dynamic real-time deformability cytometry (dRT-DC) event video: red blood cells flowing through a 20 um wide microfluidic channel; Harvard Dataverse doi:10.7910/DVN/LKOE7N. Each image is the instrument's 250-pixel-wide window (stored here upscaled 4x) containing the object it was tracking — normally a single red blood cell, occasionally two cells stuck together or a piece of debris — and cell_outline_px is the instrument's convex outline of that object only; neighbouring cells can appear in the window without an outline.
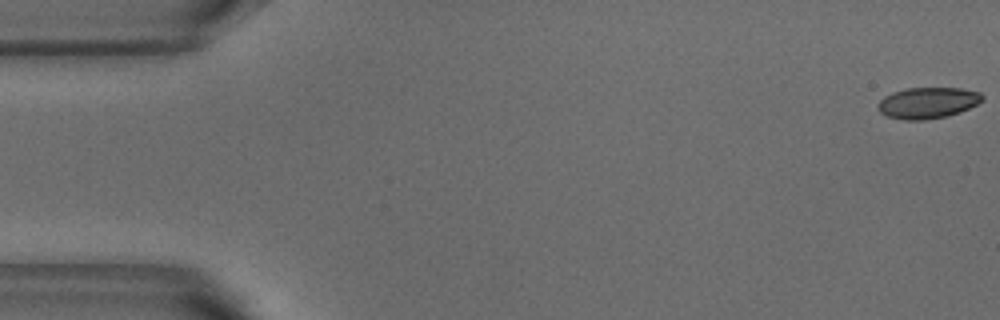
{"species": "common noctule bat (a hibernating species)", "species_latin": "Nyctalus noctula", "temperature_condition": "warm", "stored_images_in_passage": 53, "camera_frame_rate_fps": 3000, "um_per_image_px": 0.085, "animal": {"sex": "male", "body_mass_g": 18.8}, "frame": {"image": 1, "passage_image": 1, "time_ms": 0.0, "image_size_px": [1000, 320], "cell_outline_px": [[984, 100], [960, 112], [948, 116], [924, 120], [904, 120], [888, 116], [880, 112], [876, 108], [876, 104], [884, 96], [892, 92], [904, 88], [960, 88], [980, 92], [984, 96]], "centroid_in_image_um": [78.83, 8.74], "position_along_channel_um": 6.2, "area_um2": 19.13}}
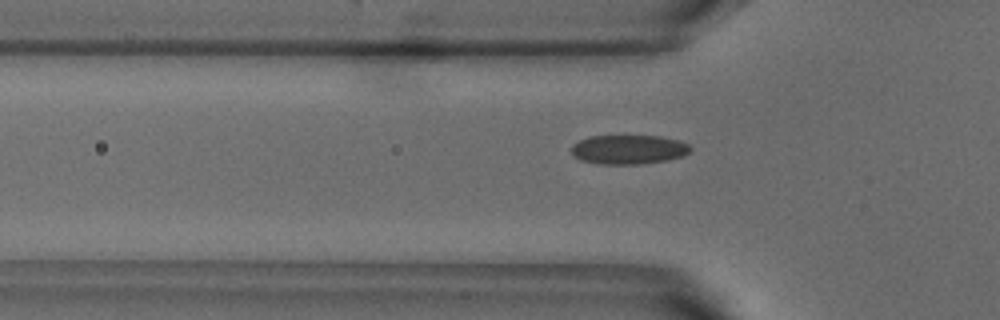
{"frame": {"image": 2, "passage_image": 17, "time_ms": 5.333, "image_size_px": [1000, 320], "cell_outline_px": [[692, 152], [684, 156], [668, 160], [640, 164], [600, 164], [580, 160], [572, 156], [572, 144], [588, 136], [660, 136], [680, 140], [688, 144], [692, 148]], "centroid_in_image_um": [53.46, 12.71], "position_along_channel_um": 72.3, "area_um2": 20.58}}
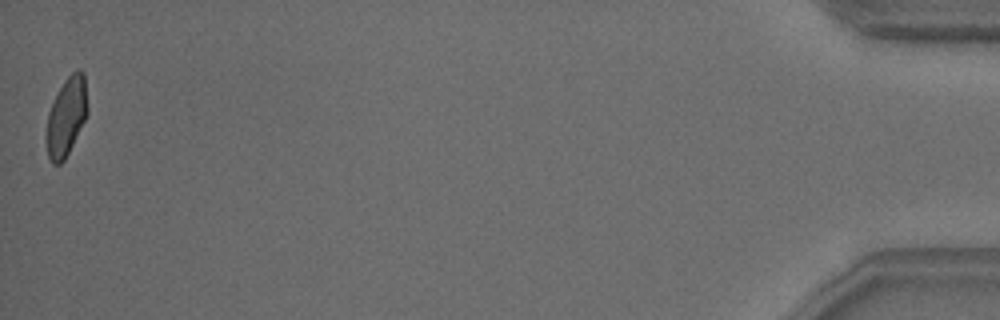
{"frame": {"image": 3, "passage_image": 53, "time_ms": 17.333, "image_size_px": [1000, 320], "cell_outline_px": [[88, 112], [64, 160], [60, 164], [52, 164], [48, 156], [44, 140], [44, 136], [48, 112], [64, 80], [76, 68], [80, 68], [84, 72], [88, 108]], "centroid_in_image_um": [5.62, 9.9], "position_along_channel_um": 429.6, "area_um2": 18.96}, "authors_computed_cell_mechanics": {"area_um2": 19.652, "velocity_mm_per_s": 3.7901, "shape_relaxation_time_tau1_ms": 5.2924, "shape_relaxation_time_tau2_ms": 1.1605, "deformation_change_tau1": 0.1455, "deformation_change_tau2": 0.0627}}